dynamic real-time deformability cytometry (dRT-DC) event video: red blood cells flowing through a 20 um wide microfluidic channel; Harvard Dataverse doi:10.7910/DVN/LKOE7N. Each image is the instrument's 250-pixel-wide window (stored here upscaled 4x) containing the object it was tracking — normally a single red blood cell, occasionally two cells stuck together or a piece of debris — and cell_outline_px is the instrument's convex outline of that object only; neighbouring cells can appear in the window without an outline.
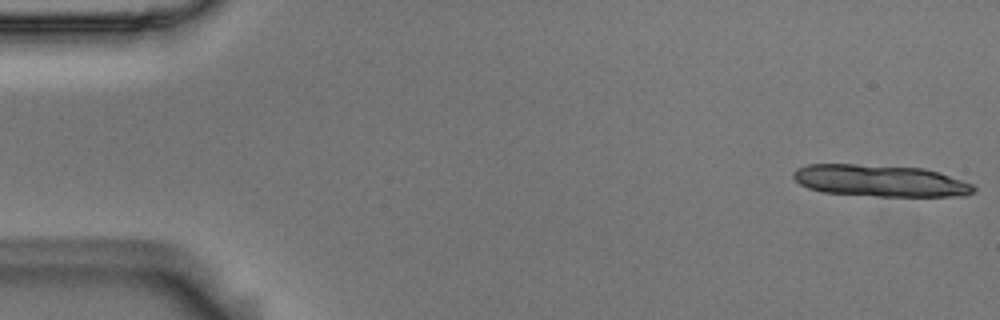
{"species": "Egyptian fruit bat (a non-hibernating species)", "species_latin": "Rousettus aegyptiacus", "temperature_condition": "room temperature", "stored_images_in_passage": 13, "camera_frame_rate_fps": 3000, "um_per_image_px": 0.085, "animal": {"sex": "male"}, "frame": {"image": 1, "passage_image": 1, "time_ms": 0.0, "image_size_px": [1000, 320], "cell_outline_px": [[976, 192], [964, 196], [876, 196], [824, 192], [808, 188], [800, 184], [792, 176], [792, 172], [796, 168], [808, 164], [856, 164], [924, 168], [940, 172], [976, 184]], "centroid_in_image_um": [74.87, 15.36], "position_along_channel_um": 10.1, "area_um2": 33.76}}